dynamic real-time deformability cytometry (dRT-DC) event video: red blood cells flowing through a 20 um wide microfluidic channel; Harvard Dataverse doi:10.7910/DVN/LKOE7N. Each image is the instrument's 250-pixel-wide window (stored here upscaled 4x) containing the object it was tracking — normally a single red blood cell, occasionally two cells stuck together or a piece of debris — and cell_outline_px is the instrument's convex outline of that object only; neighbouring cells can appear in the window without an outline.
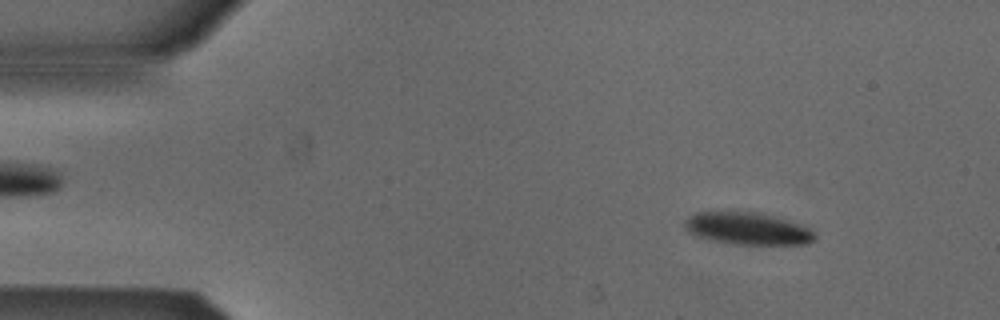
{"species": "Egyptian fruit bat (a non-hibernating species)", "species_latin": "Rousettus aegyptiacus", "temperature_condition": "cold", "stored_images_in_passage": 52, "camera_frame_rate_fps": 3000, "um_per_image_px": 0.085, "animal": {"sex": "male"}, "frame": {"image": 1, "passage_image": 6, "time_ms": 1.667, "image_size_px": [1000, 320], "cell_outline_px": [[816, 240], [808, 244], [732, 244], [712, 240], [696, 236], [688, 232], [684, 228], [684, 220], [688, 216], [696, 212], [760, 212], [788, 220], [812, 228], [816, 236]], "centroid_in_image_um": [63.56, 19.43], "position_along_channel_um": 21.4, "area_um2": 24.68}}
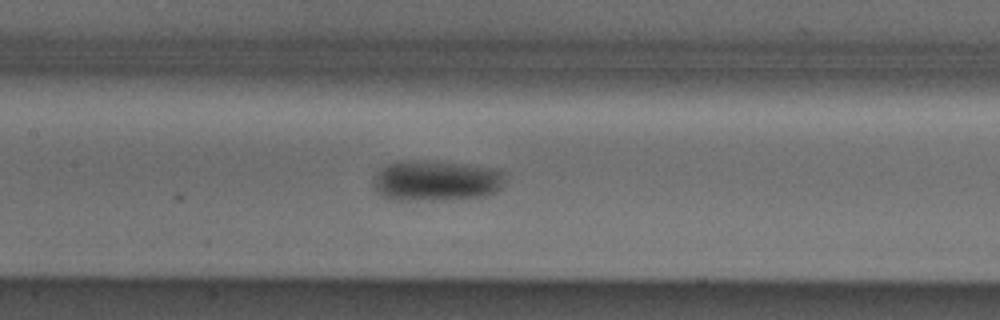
{"frame": {"image": 2, "passage_image": 24, "time_ms": 7.667, "image_size_px": [1000, 320], "cell_outline_px": [[504, 184], [496, 192], [480, 196], [408, 200], [392, 200], [376, 192], [372, 184], [372, 180], [380, 168], [384, 164], [396, 160], [428, 160], [464, 164], [488, 168], [504, 172]], "centroid_in_image_um": [36.97, 15.32], "position_along_channel_um": 170.4, "area_um2": 31.04}}
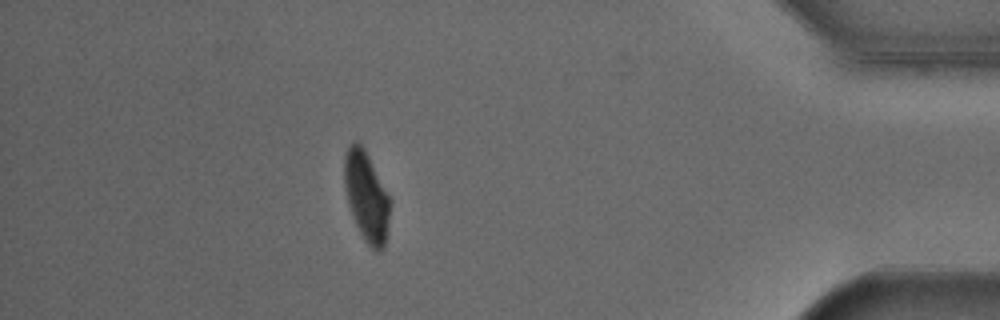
{"frame": {"image": 3, "passage_image": 46, "time_ms": 15.0, "image_size_px": [1000, 320], "cell_outline_px": [[392, 200], [388, 232], [384, 248], [380, 252], [376, 252], [364, 240], [356, 224], [348, 204], [344, 184], [344, 156], [348, 148], [356, 140], [364, 148]], "centroid_in_image_um": [31.18, 16.75], "position_along_channel_um": 404.0, "area_um2": 24.16}, "authors_computed_cell_mechanics": {"area_um2": 26.299, "velocity_mm_per_s": 3.8512, "shape_relaxation_time_tau1_ms": 6.0094, "shape_relaxation_time_tau2_ms": 4.3413, "deformation_change_tau1": 0.1486, "deformation_change_tau2": 0.0609}}